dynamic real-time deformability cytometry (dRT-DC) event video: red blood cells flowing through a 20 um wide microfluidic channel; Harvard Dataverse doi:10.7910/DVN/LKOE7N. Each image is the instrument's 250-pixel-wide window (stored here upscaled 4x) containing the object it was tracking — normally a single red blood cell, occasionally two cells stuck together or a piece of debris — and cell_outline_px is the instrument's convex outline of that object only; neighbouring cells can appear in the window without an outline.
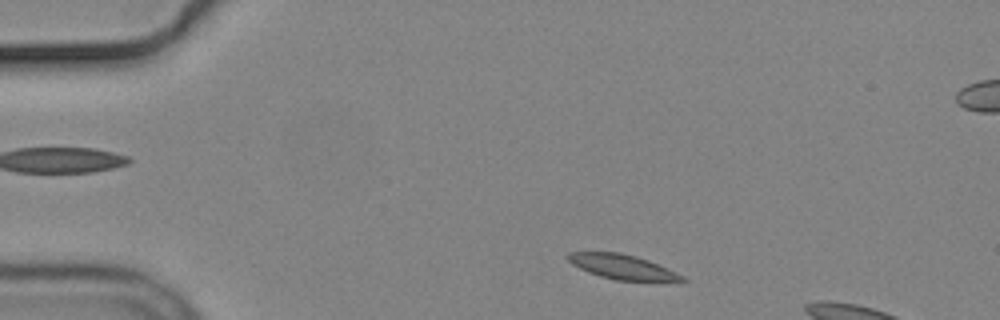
{"species": "common noctule bat (a hibernating species)", "species_latin": "Nyctalus noctula", "temperature_condition": "cold", "stored_images_in_passage": 3, "camera_frame_rate_fps": 3000, "um_per_image_px": 0.085, "animal": {"sex": "male", "body_mass_g": 19.2, "forearm_length_mm": 51.8}, "frame": {"image": 1, "passage_image": 1, "time_ms": 0.0, "image_size_px": [1000, 320], "cell_outline_px": [[688, 280], [616, 280], [600, 276], [588, 272], [572, 264], [568, 260], [568, 252], [620, 252], [636, 256], [648, 260], [668, 268], [684, 276]], "centroid_in_image_um": [52.87, 22.66], "position_along_channel_um": 32.1, "area_um2": 16.07}}